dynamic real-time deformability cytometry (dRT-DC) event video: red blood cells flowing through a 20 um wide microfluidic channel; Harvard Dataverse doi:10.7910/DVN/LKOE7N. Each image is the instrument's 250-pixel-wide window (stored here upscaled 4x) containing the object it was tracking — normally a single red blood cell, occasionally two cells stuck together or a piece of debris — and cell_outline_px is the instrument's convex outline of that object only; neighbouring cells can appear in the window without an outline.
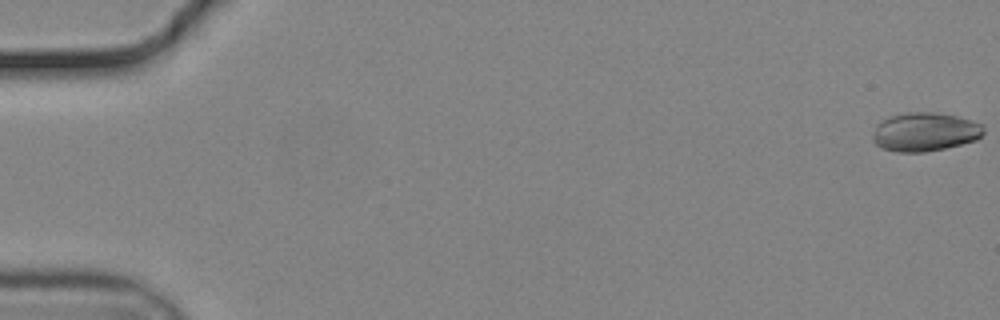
{"species": "common noctule bat (a hibernating species)", "species_latin": "Nyctalus noctula", "temperature_condition": "cold", "stored_images_in_passage": 28, "camera_frame_rate_fps": 3000, "um_per_image_px": 0.085, "animal": {"sex": "male", "body_mass_g": 19.2, "forearm_length_mm": 51.8}, "frame": {"image": 1, "passage_image": 1, "time_ms": 0.0, "image_size_px": [1000, 320], "cell_outline_px": [[984, 132], [976, 140], [944, 148], [924, 152], [896, 152], [880, 148], [872, 140], [872, 136], [876, 124], [892, 116], [908, 112], [936, 112], [956, 116], [972, 120], [984, 124]], "centroid_in_image_um": [78.61, 11.21], "position_along_channel_um": 6.4, "area_um2": 25.09}}
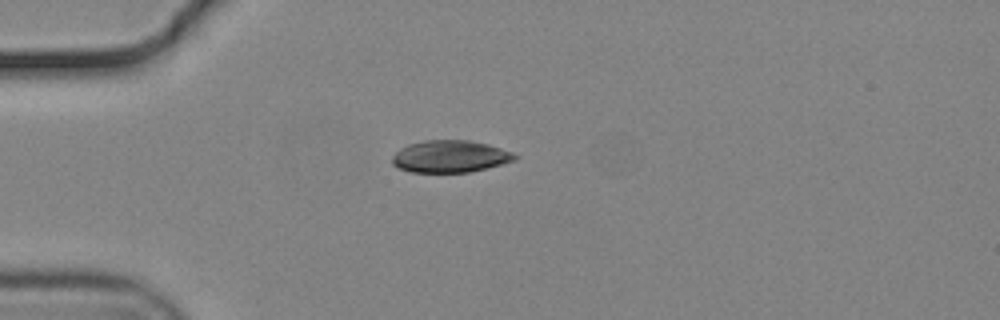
{"frame": {"image": 2, "passage_image": 16, "time_ms": 5.0, "image_size_px": [1000, 320], "cell_outline_px": [[520, 156], [516, 160], [504, 164], [488, 168], [468, 172], [412, 172], [396, 168], [392, 164], [392, 156], [400, 148], [408, 144], [424, 140], [468, 140], [488, 144], [512, 152]], "centroid_in_image_um": [38.27, 13.3], "position_along_channel_um": 46.7, "area_um2": 23.18}}
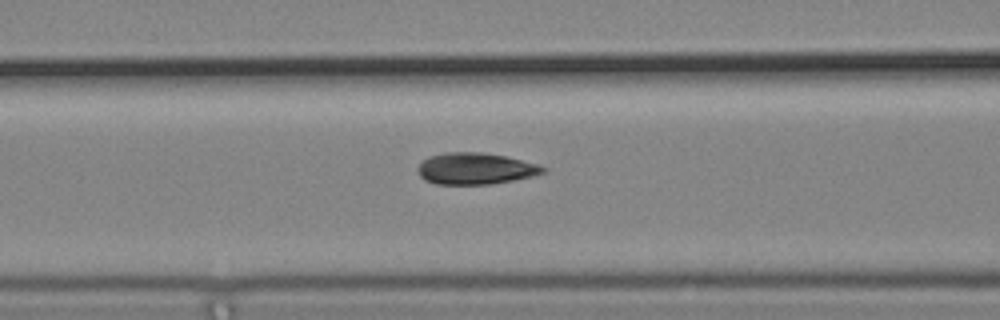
{"frame": {"image": 3, "passage_image": 24, "time_ms": 7.667, "image_size_px": [1000, 320], "cell_outline_px": [[548, 168], [544, 172], [536, 176], [488, 184], [436, 184], [424, 180], [420, 176], [416, 168], [428, 156], [444, 152], [480, 152], [508, 156], [540, 164]], "centroid_in_image_um": [40.44, 14.32], "position_along_channel_um": 126.2, "area_um2": 23.29}}